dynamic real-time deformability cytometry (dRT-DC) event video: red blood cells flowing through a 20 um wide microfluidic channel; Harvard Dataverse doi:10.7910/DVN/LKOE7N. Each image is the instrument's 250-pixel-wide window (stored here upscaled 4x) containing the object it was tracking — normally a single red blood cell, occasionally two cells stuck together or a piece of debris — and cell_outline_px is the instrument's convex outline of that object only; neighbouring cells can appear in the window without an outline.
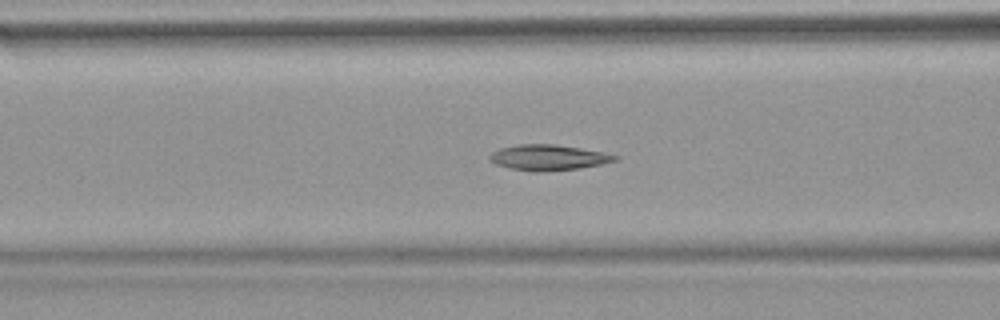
{"species": "common noctule bat (a hibernating species)", "species_latin": "Nyctalus noctula", "temperature_condition": "warm", "stored_images_in_passage": 54, "camera_frame_rate_fps": 3000, "um_per_image_px": 0.085, "animal": {"sex": "female", "body_mass_g": 18.4}, "frame": {"image": 1, "passage_image": 22, "time_ms": 7.0, "image_size_px": [1000, 320], "cell_outline_px": [[620, 156], [616, 160], [600, 164], [580, 168], [540, 172], [532, 172], [512, 168], [496, 164], [488, 156], [492, 152], [500, 148], [520, 144], [556, 144], [580, 148]], "centroid_in_image_um": [46.59, 13.39], "position_along_channel_um": 120.0, "area_um2": 18.44}}
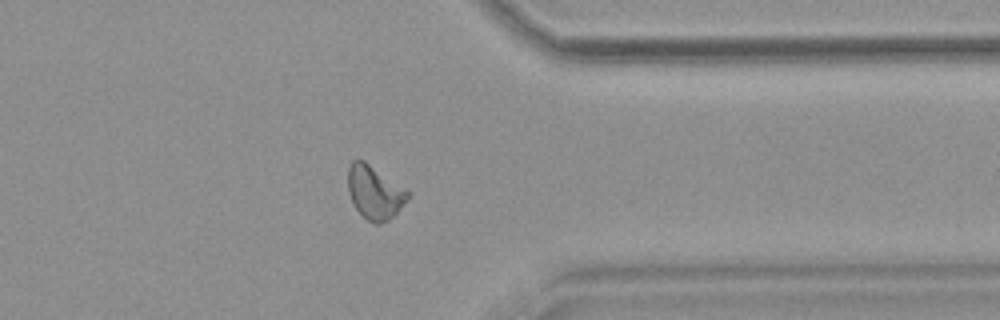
{"frame": {"image": 2, "passage_image": 43, "time_ms": 14.0, "image_size_px": [1000, 320], "cell_outline_px": [[412, 196], [388, 220], [380, 224], [376, 224], [368, 220], [356, 208], [348, 192], [348, 168], [352, 160], [364, 160], [408, 192]], "centroid_in_image_um": [31.83, 16.35], "position_along_channel_um": 379.6, "area_um2": 18.15}}
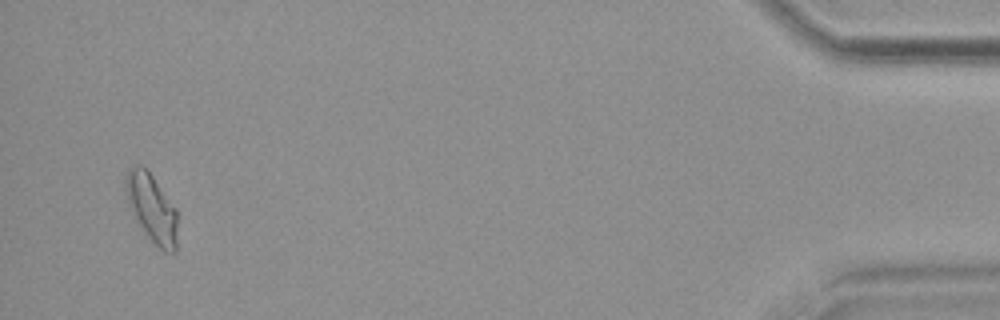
{"frame": {"image": 3, "passage_image": 52, "time_ms": 17.0, "image_size_px": [1000, 320], "cell_outline_px": [[176, 252], [164, 252], [148, 236], [136, 220], [128, 204], [124, 188], [124, 180], [128, 168], [132, 164], [140, 164], [152, 176], [176, 208]], "centroid_in_image_um": [12.86, 17.64], "position_along_channel_um": 422.3, "area_um2": 20.4}, "authors_computed_cell_mechanics": {"area_um2": 18.4382, "velocity_mm_per_s": 3.8185, "shape_relaxation_time_tau1_ms": 5.1325, "shape_relaxation_time_tau2_ms": 3.4434, "deformation_change_tau1": 0.154, "deformation_change_tau2": 0.083}}